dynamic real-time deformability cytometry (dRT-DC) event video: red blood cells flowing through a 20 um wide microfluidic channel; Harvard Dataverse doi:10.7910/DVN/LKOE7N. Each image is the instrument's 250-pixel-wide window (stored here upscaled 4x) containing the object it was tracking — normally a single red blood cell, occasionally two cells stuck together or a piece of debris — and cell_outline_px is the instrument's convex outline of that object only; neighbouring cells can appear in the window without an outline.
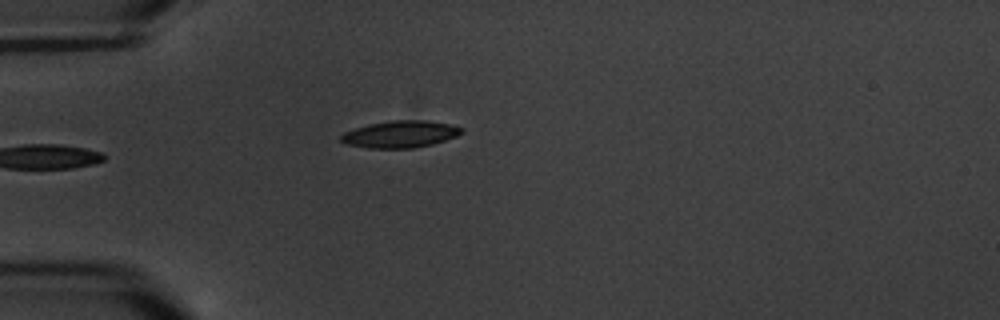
{"species": "common noctule bat (a hibernating species)", "species_latin": "Nyctalus noctula", "temperature_condition": "warm", "stored_images_in_passage": 6, "camera_frame_rate_fps": 3000, "um_per_image_px": 0.085, "animal": {"sex": "male", "body_mass_g": 20.1, "forearm_length_mm": 53.5}, "frame": {"image": 1, "passage_image": 6, "time_ms": 6.0, "image_size_px": [1000, 320], "cell_outline_px": [[464, 132], [456, 136], [432, 144], [412, 148], [368, 148], [348, 144], [340, 140], [340, 136], [344, 132], [368, 124], [392, 120], [424, 120], [448, 124], [464, 128]], "centroid_in_image_um": [34.02, 11.4], "position_along_channel_um": 51.0, "area_um2": 18.79}}